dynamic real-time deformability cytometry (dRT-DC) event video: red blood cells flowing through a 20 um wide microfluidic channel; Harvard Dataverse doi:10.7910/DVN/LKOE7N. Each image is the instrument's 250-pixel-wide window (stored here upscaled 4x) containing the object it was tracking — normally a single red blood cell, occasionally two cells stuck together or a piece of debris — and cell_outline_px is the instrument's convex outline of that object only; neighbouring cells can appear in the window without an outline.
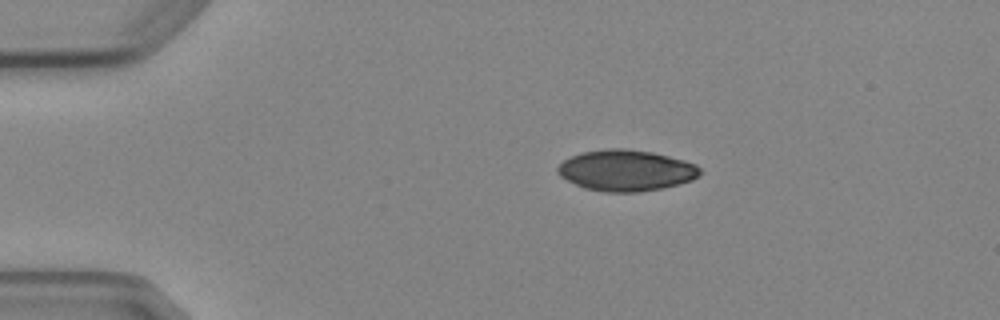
{"species": "Egyptian fruit bat (a non-hibernating species)", "species_latin": "Rousettus aegyptiacus", "temperature_condition": "cold", "stored_images_in_passage": 6, "camera_frame_rate_fps": 3000, "um_per_image_px": 0.085, "animal": {"sex": "female"}, "frame": {"image": 1, "passage_image": 1, "time_ms": 0.0, "image_size_px": [1000, 320], "cell_outline_px": [[704, 172], [700, 176], [692, 180], [680, 184], [664, 188], [640, 192], [604, 192], [584, 188], [560, 176], [556, 172], [556, 168], [564, 160], [572, 156], [584, 152], [604, 148], [628, 148], [652, 152], [684, 160], [696, 164]], "centroid_in_image_um": [53.25, 14.49], "position_along_channel_um": 31.7, "area_um2": 34.39}}
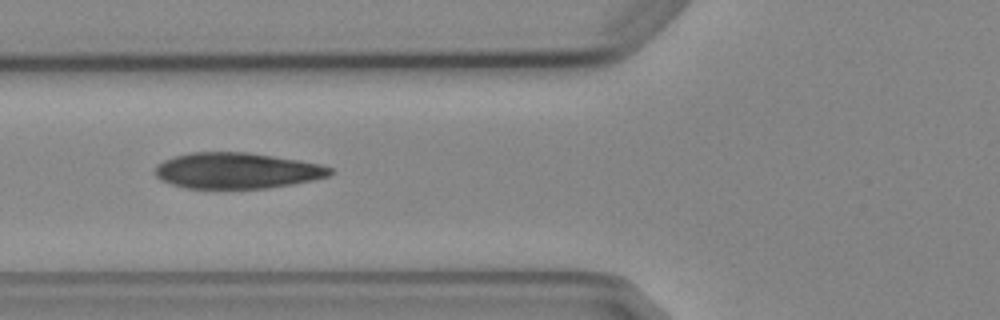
{"frame": {"image": 2, "passage_image": 4, "time_ms": 3.333, "image_size_px": [1000, 320], "cell_outline_px": [[336, 172], [328, 176], [312, 180], [292, 184], [268, 188], [184, 188], [160, 180], [152, 172], [156, 164], [164, 160], [176, 156], [192, 152], [248, 152], [300, 160], [320, 164], [332, 168]], "centroid_in_image_um": [20.12, 14.5], "position_along_channel_um": 105.7, "area_um2": 36.82}}